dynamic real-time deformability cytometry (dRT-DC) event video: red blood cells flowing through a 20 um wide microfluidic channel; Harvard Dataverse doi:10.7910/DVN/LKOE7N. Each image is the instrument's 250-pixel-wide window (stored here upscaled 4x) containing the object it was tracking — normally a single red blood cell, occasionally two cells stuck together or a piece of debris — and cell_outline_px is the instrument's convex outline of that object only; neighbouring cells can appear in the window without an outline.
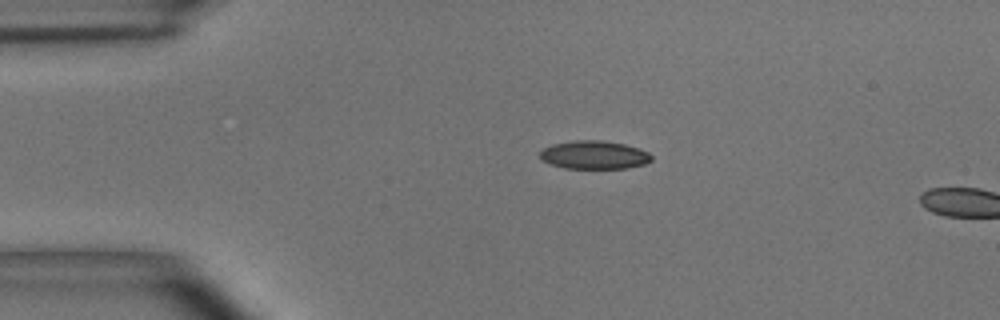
{"species": "common noctule bat (a hibernating species)", "species_latin": "Nyctalus noctula", "temperature_condition": "room temperature", "stored_images_in_passage": 4, "camera_frame_rate_fps": 3000, "um_per_image_px": 0.085, "animal": {"sex": "male", "body_mass_g": 15.6}, "frame": {"image": 1, "passage_image": 1, "time_ms": 0.0, "image_size_px": [1000, 320], "cell_outline_px": [[652, 160], [644, 164], [624, 168], [564, 168], [548, 164], [540, 160], [540, 152], [544, 148], [552, 144], [572, 140], [604, 140], [624, 144], [640, 148], [648, 152], [652, 156]], "centroid_in_image_um": [50.47, 13.16], "position_along_channel_um": 34.5, "area_um2": 18.55}}